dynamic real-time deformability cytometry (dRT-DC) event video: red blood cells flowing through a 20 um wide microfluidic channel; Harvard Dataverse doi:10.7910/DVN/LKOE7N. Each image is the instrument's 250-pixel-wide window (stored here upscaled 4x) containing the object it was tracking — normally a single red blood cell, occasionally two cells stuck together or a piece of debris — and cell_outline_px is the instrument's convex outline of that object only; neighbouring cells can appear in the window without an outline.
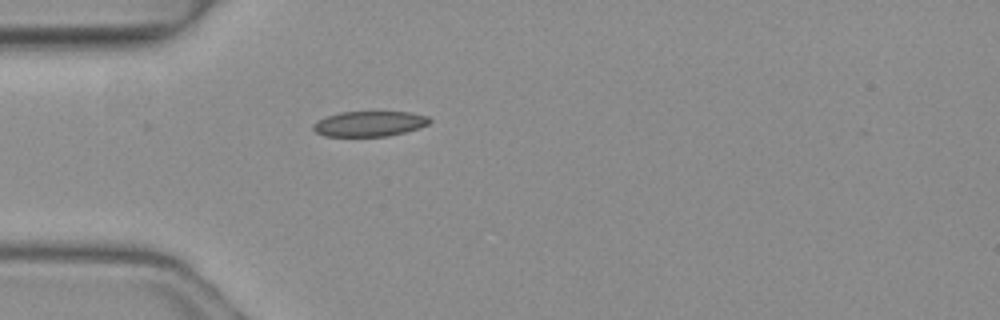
{"species": "common noctule bat (a hibernating species)", "species_latin": "Nyctalus noctula", "temperature_condition": "warm", "stored_images_in_passage": 1, "camera_frame_rate_fps": 3000, "um_per_image_px": 0.085, "animal": {"sex": "female", "body_mass_g": 19.3, "forearm_length_mm": 54.1}, "frame": {"image": 1, "passage_image": 1, "time_ms": 0.0, "image_size_px": [1000, 320], "cell_outline_px": [[432, 120], [428, 124], [404, 132], [388, 136], [324, 136], [316, 132], [312, 128], [312, 124], [316, 120], [340, 112], [412, 112], [428, 116]], "centroid_in_image_um": [31.38, 10.51], "position_along_channel_um": 53.6, "area_um2": 17.11}}